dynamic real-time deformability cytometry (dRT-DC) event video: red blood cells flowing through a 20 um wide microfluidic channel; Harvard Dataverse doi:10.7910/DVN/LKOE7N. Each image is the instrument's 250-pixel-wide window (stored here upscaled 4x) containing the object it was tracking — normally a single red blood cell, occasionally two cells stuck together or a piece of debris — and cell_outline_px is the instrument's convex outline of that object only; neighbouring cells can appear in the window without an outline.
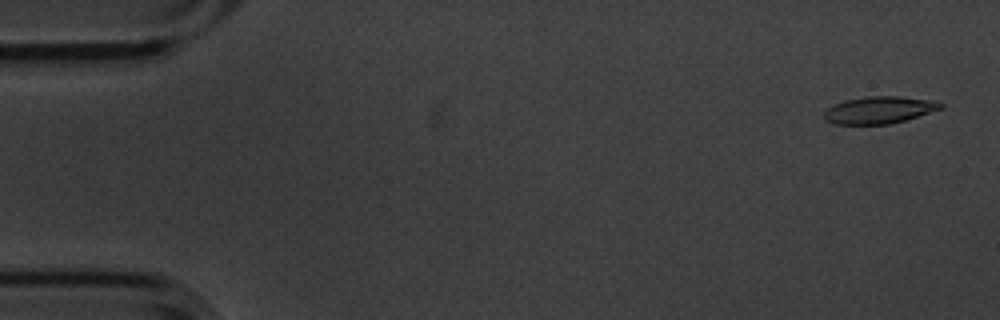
{"species": "common noctule bat (a hibernating species)", "species_latin": "Nyctalus noctula", "temperature_condition": "cold", "stored_images_in_passage": 55, "camera_frame_rate_fps": 3000, "um_per_image_px": 0.085, "animal": {"sex": "male", "body_mass_g": 20.1, "forearm_length_mm": 53.5}, "frame": {"image": 1, "passage_image": 2, "time_ms": 0.333, "image_size_px": [1000, 320], "cell_outline_px": [[944, 108], [904, 120], [888, 124], [836, 124], [824, 120], [824, 112], [828, 108], [844, 100], [864, 96], [900, 96], [928, 100], [944, 104]], "centroid_in_image_um": [74.71, 9.34], "position_along_channel_um": 10.3, "area_um2": 18.26}}
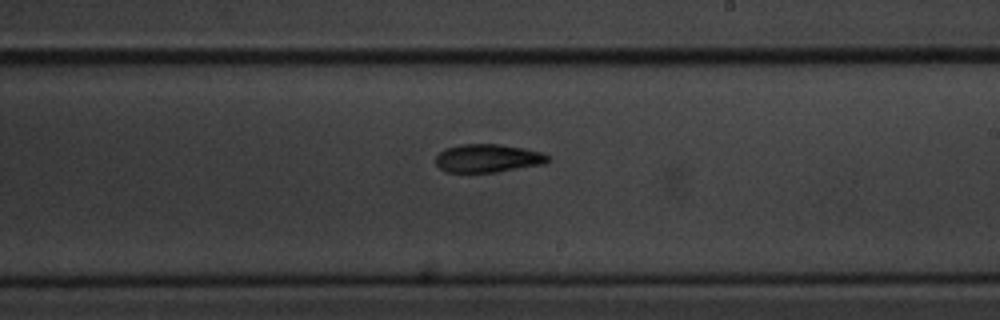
{"frame": {"image": 2, "passage_image": 32, "time_ms": 10.333, "image_size_px": [1000, 320], "cell_outline_px": [[552, 160], [544, 164], [496, 172], [448, 172], [440, 168], [436, 164], [436, 156], [444, 148], [460, 144], [500, 144], [524, 148], [540, 152], [548, 156]], "centroid_in_image_um": [41.47, 13.44], "position_along_channel_um": 247.5, "area_um2": 18.5}}
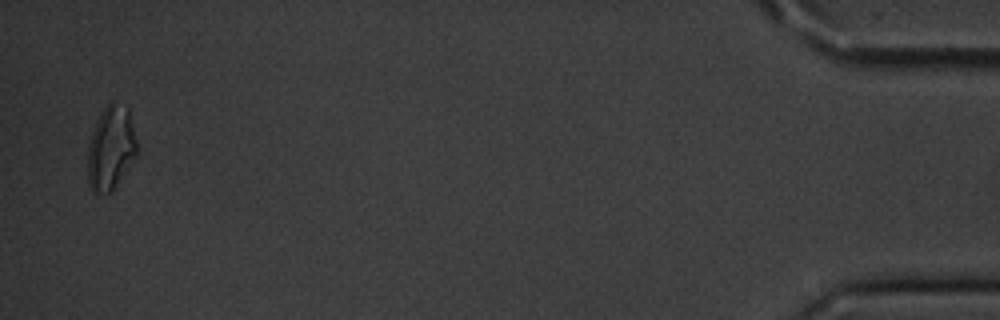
{"frame": {"image": 3, "passage_image": 54, "time_ms": 17.667, "image_size_px": [1000, 320], "cell_outline_px": [[136, 156], [112, 192], [96, 196], [92, 192], [88, 184], [88, 148], [92, 132], [96, 120], [104, 108], [112, 100], [128, 108], [136, 140]], "centroid_in_image_um": [9.4, 12.63], "position_along_channel_um": 425.8, "area_um2": 24.16}, "authors_computed_cell_mechanics": {"area_um2": 18.9006, "velocity_mm_per_s": 3.586, "shape_relaxation_time_tau1_ms": null, "shape_relaxation_time_tau2_ms": 6.5711, "deformation_change_tau1": null, "deformation_change_tau2": 0.138}}